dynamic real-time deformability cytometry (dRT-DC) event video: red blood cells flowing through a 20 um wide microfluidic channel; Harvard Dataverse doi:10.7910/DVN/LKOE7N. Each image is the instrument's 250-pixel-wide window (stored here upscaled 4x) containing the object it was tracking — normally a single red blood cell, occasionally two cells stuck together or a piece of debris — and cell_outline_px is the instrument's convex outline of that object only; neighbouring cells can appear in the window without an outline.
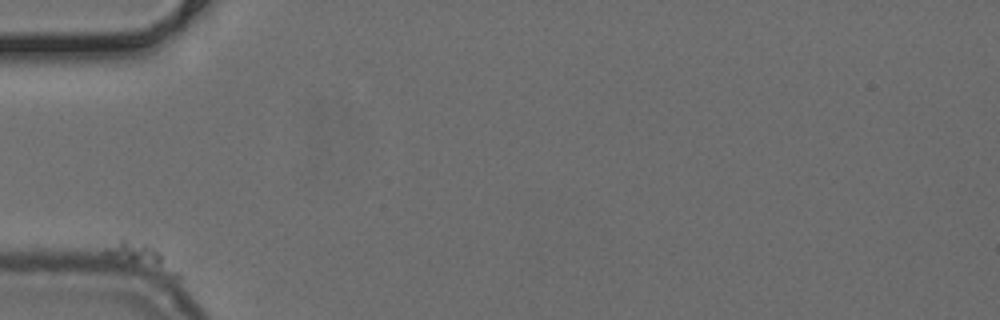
{"species": "common noctule bat (a hibernating species)", "species_latin": "Nyctalus noctula", "temperature_condition": "cold", "stored_images_in_passage": 6, "camera_frame_rate_fps": 3000, "um_per_image_px": 0.085, "animal": {"sex": "female", "body_mass_g": 24.6, "forearm_length_mm": 56.2}, "frame": {"image": 1, "passage_image": 1, "time_ms": 0.0, "image_size_px": [1000, 320], "cell_outline_px": [[180, 276], [172, 276], [104, 256], [100, 252], [104, 248], [120, 236], [156, 248], [160, 252]], "centroid_in_image_um": [11.78, 21.73], "position_along_channel_um": 73.2, "area_um2": 10.46}}